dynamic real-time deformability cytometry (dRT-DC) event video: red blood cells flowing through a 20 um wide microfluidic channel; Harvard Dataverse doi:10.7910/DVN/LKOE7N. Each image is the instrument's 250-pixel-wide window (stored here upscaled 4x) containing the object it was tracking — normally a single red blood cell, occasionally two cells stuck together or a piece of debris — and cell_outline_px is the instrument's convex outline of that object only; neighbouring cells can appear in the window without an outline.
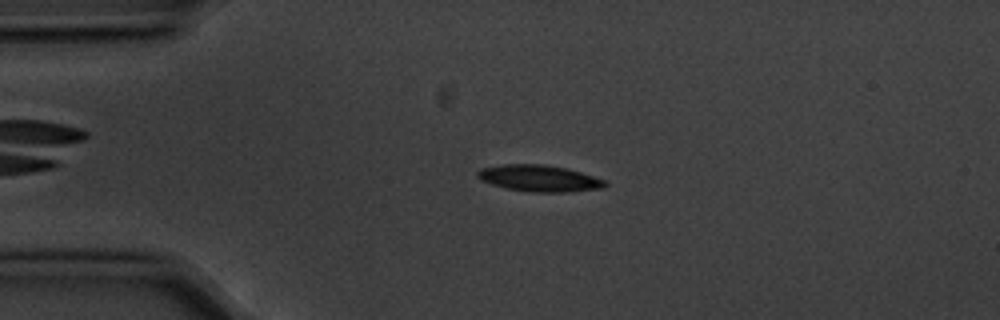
{"species": "common noctule bat (a hibernating species)", "species_latin": "Nyctalus noctula", "temperature_condition": "cold", "stored_images_in_passage": 7, "camera_frame_rate_fps": 3000, "um_per_image_px": 0.085, "animal": {"sex": "male", "body_mass_g": 20.1, "forearm_length_mm": 53.5}, "frame": {"image": 1, "passage_image": 3, "time_ms": 0.667, "image_size_px": [1000, 320], "cell_outline_px": [[608, 184], [604, 188], [568, 192], [536, 192], [508, 188], [492, 184], [480, 180], [476, 176], [476, 172], [480, 168], [500, 164], [544, 164], [564, 168], [580, 172], [608, 180]], "centroid_in_image_um": [45.85, 15.15], "position_along_channel_um": 39.2, "area_um2": 19.77}}
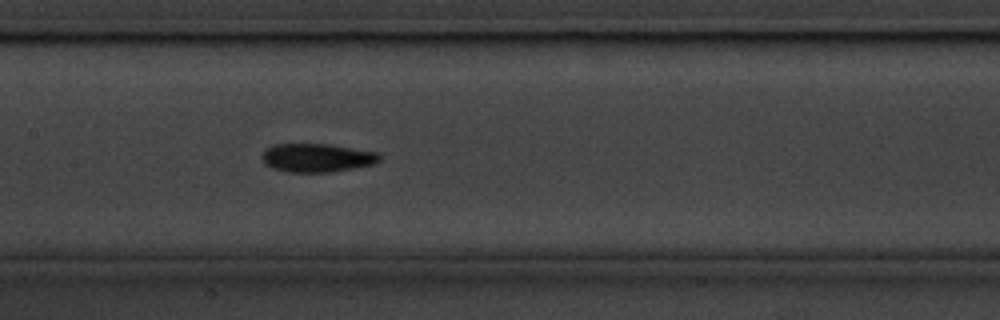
{"frame": {"image": 2, "passage_image": 7, "time_ms": 2.0, "image_size_px": [1000, 320], "cell_outline_px": [[380, 160], [372, 164], [352, 168], [328, 172], [288, 172], [272, 168], [264, 164], [264, 152], [268, 148], [276, 144], [332, 144], [380, 152]], "centroid_in_image_um": [26.98, 13.4], "position_along_channel_um": 180.4, "area_um2": 19.42}}